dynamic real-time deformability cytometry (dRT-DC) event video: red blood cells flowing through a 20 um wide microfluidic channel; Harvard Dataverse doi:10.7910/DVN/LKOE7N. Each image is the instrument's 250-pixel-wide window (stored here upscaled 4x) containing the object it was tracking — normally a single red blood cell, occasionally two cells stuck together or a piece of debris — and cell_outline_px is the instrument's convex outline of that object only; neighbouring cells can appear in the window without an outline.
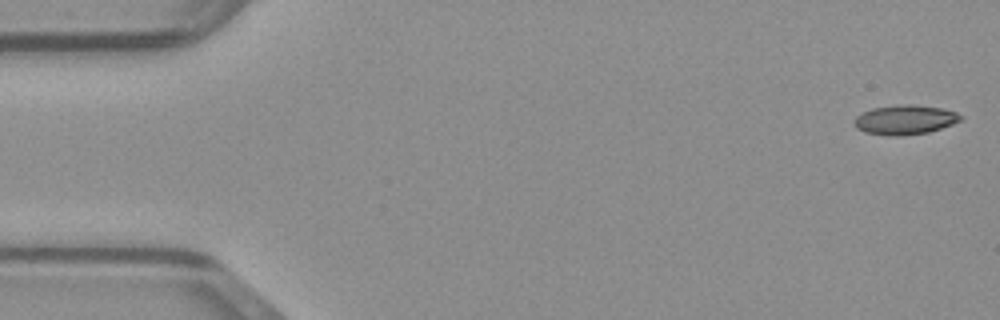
{"species": "common noctule bat (a hibernating species)", "species_latin": "Nyctalus noctula", "temperature_condition": "warm", "stored_images_in_passage": 49, "segment_of_instrument_passage": [1, 2], "camera_frame_rate_fps": 3000, "um_per_image_px": 0.085, "animal": {"sex": "male", "body_mass_g": 23.1, "forearm_length_mm": 52.7}, "frame": {"image": 1, "passage_image": 1, "time_ms": 0.0, "image_size_px": [1000, 320], "cell_outline_px": [[964, 120], [928, 132], [900, 136], [888, 136], [864, 132], [856, 128], [852, 124], [852, 120], [856, 116], [872, 108], [900, 104], [912, 104], [940, 108], [956, 112], [964, 116]], "centroid_in_image_um": [76.9, 10.18], "position_along_channel_um": 8.1, "area_um2": 18.5}}
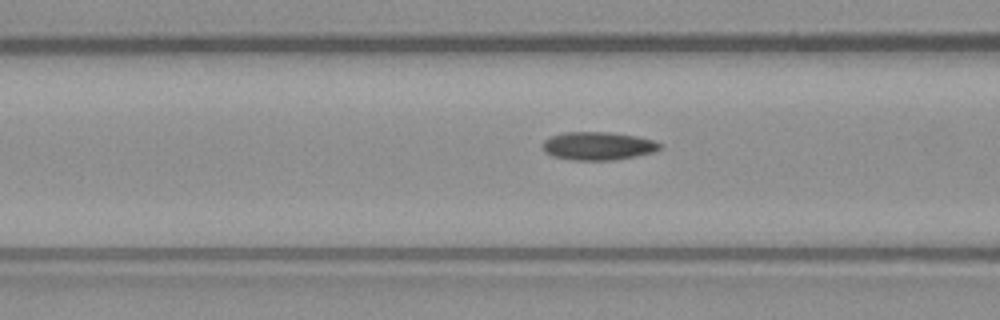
{"frame": {"image": 2, "passage_image": 18, "time_ms": 5.667, "image_size_px": [1000, 320], "cell_outline_px": [[660, 148], [652, 152], [612, 160], [572, 160], [552, 156], [544, 152], [544, 140], [548, 136], [564, 132], [608, 132], [636, 136], [656, 140], [660, 144]], "centroid_in_image_um": [50.78, 12.39], "position_along_channel_um": 115.8, "area_um2": 19.13}}
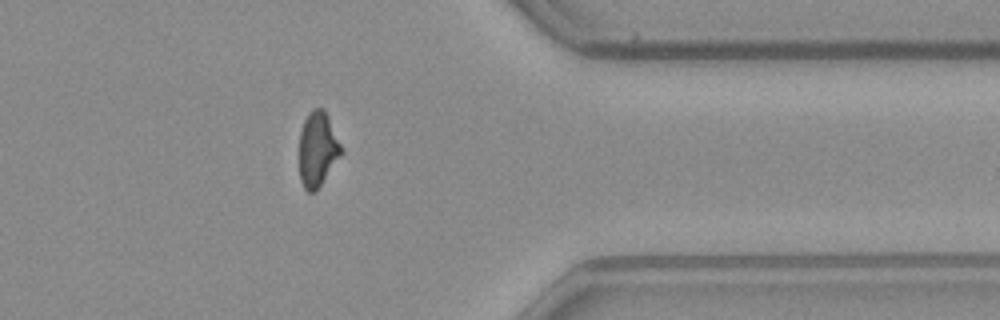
{"frame": {"image": 3, "passage_image": 38, "time_ms": 12.333, "image_size_px": [1000, 320], "cell_outline_px": [[344, 152], [316, 192], [308, 192], [304, 188], [300, 180], [300, 132], [304, 120], [308, 112], [312, 108], [324, 108], [328, 116]], "centroid_in_image_um": [27.01, 12.69], "position_along_channel_um": 384.4, "area_um2": 18.44}}